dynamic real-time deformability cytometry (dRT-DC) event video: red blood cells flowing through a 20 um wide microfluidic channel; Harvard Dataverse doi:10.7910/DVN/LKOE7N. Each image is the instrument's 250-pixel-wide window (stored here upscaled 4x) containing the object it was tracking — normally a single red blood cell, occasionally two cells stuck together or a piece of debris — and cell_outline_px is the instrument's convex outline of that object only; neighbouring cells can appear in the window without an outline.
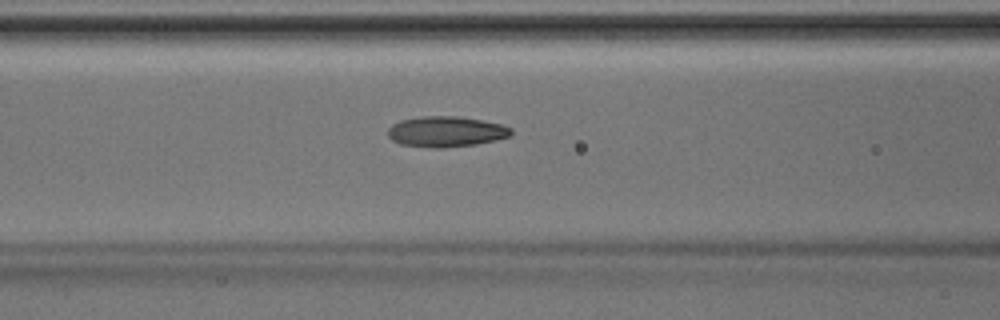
{"species": "Egyptian fruit bat (a non-hibernating species)", "species_latin": "Rousettus aegyptiacus", "temperature_condition": "room temperature", "stored_images_in_passage": 38, "camera_frame_rate_fps": 3000, "um_per_image_px": 0.085, "animal": {"sex": "male"}, "frame": {"image": 1, "passage_image": 19, "time_ms": 6.0, "image_size_px": [1000, 320], "cell_outline_px": [[512, 136], [496, 140], [476, 144], [440, 148], [432, 148], [400, 144], [392, 140], [388, 136], [388, 128], [392, 124], [400, 120], [420, 116], [456, 116], [480, 120], [500, 124], [512, 128]], "centroid_in_image_um": [37.9, 11.19], "position_along_channel_um": 128.7, "area_um2": 22.02}}
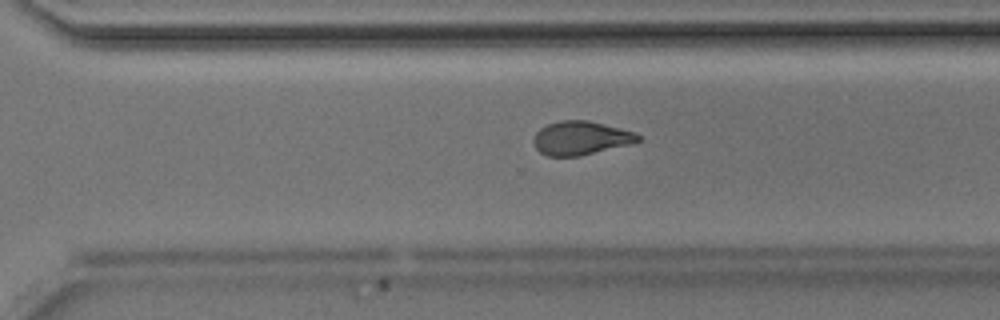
{"frame": {"image": 2, "passage_image": 32, "time_ms": 10.333, "image_size_px": [1000, 320], "cell_outline_px": [[640, 140], [636, 144], [580, 156], [548, 156], [540, 152], [536, 148], [532, 140], [536, 132], [540, 128], [548, 124], [560, 120], [588, 120], [636, 132], [640, 136]], "centroid_in_image_um": [49.41, 11.74], "position_along_channel_um": 321.2, "area_um2": 20.87}}
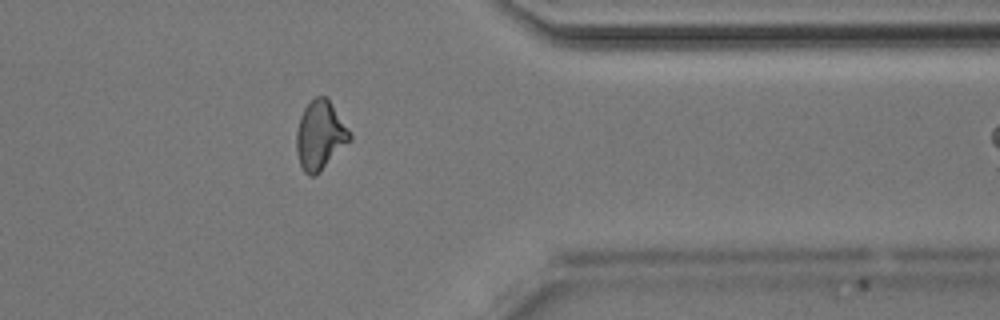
{"frame": {"image": 3, "passage_image": 37, "time_ms": 12.0, "image_size_px": [1000, 320], "cell_outline_px": [[352, 140], [320, 172], [312, 176], [308, 176], [304, 172], [300, 164], [296, 152], [296, 132], [300, 116], [304, 108], [316, 96], [328, 96], [352, 132]], "centroid_in_image_um": [27.24, 11.49], "position_along_channel_um": 384.2, "area_um2": 21.91}}